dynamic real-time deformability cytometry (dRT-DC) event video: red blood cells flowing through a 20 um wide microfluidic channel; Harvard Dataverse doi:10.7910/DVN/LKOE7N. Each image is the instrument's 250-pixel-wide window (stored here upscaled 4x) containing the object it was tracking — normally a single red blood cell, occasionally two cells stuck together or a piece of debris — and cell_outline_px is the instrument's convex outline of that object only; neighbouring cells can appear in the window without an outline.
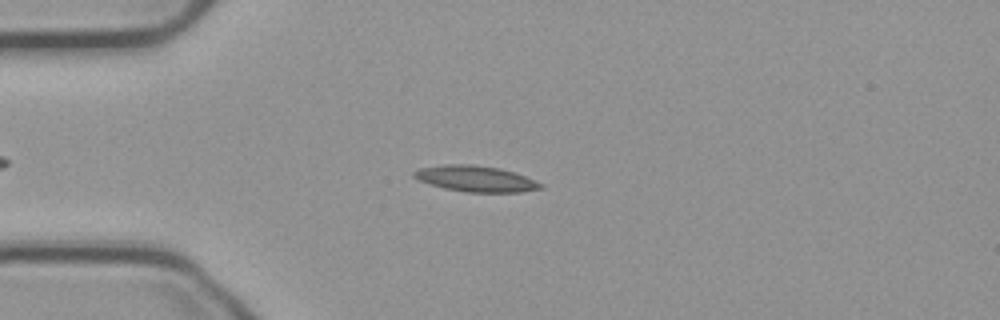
{"species": "common noctule bat (a hibernating species)", "species_latin": "Nyctalus noctula", "temperature_condition": "cold", "stored_images_in_passage": 50, "camera_frame_rate_fps": 3000, "um_per_image_px": 0.085, "animal": {"sex": "male", "body_mass_g": 23.1, "forearm_length_mm": 52.7}, "frame": {"image": 1, "passage_image": 13, "time_ms": 4.0, "image_size_px": [1000, 320], "cell_outline_px": [[544, 188], [520, 192], [464, 192], [444, 188], [428, 184], [412, 176], [412, 172], [420, 168], [444, 164], [472, 164], [500, 168], [524, 176], [544, 184]], "centroid_in_image_um": [40.42, 15.19], "position_along_channel_um": 44.6, "area_um2": 19.19}}
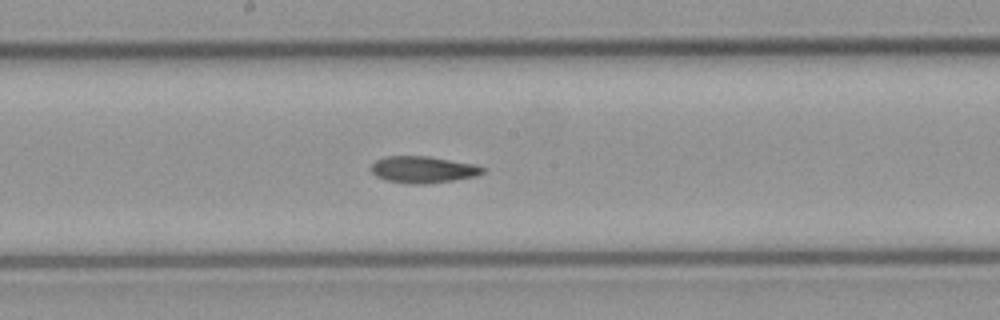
{"frame": {"image": 2, "passage_image": 28, "time_ms": 9.0, "image_size_px": [1000, 320], "cell_outline_px": [[488, 168], [484, 172], [476, 176], [428, 184], [408, 184], [388, 180], [376, 176], [372, 172], [372, 164], [376, 160], [384, 156], [428, 156], [476, 164]], "centroid_in_image_um": [36.0, 14.41], "position_along_channel_um": 212.2, "area_um2": 17.46}}
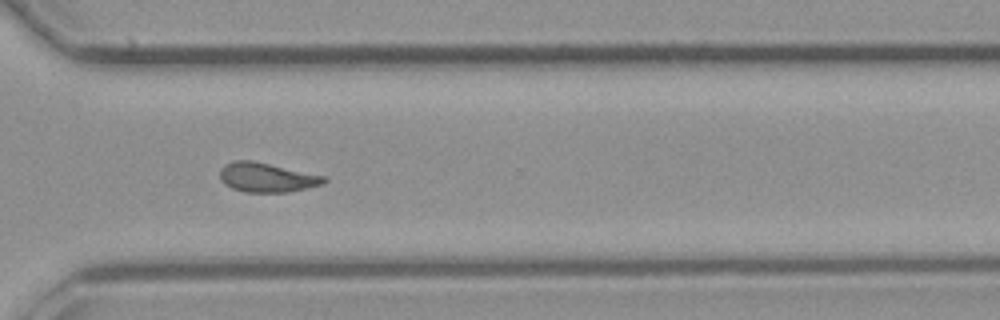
{"frame": {"image": 3, "passage_image": 39, "time_ms": 12.667, "image_size_px": [1000, 320], "cell_outline_px": [[328, 180], [324, 184], [308, 188], [288, 192], [244, 192], [232, 188], [224, 184], [220, 180], [220, 168], [224, 164], [236, 160], [252, 160], [324, 176]], "centroid_in_image_um": [22.66, 15.09], "position_along_channel_um": 347.9, "area_um2": 17.86}, "authors_computed_cell_mechanics": {"area_um2": 17.3689, "velocity_mm_per_s": 3.7124, "shape_relaxation_time_tau1_ms": 9.2401, "shape_relaxation_time_tau2_ms": 3.091, "deformation_change_tau1": 0.2023, "deformation_change_tau2": 0.0798}}